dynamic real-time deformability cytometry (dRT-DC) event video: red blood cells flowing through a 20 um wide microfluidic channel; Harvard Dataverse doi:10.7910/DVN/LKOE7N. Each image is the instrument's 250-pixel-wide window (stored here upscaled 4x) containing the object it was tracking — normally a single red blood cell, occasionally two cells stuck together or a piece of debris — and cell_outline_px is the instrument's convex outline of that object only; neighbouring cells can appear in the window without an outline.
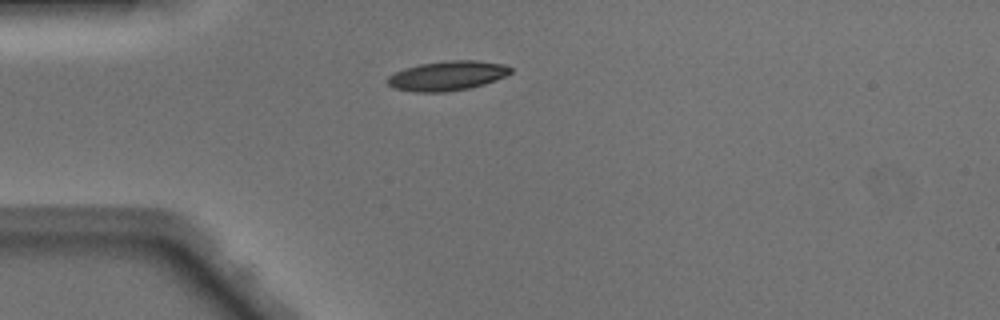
{"species": "Egyptian fruit bat (a non-hibernating species)", "species_latin": "Rousettus aegyptiacus", "temperature_condition": "warm", "stored_images_in_passage": 36, "camera_frame_rate_fps": 3000, "um_per_image_px": 0.085, "animal": {"sex": "male"}, "frame": {"image": 1, "passage_image": 1, "time_ms": 0.0, "image_size_px": [1000, 320], "cell_outline_px": [[512, 72], [496, 80], [484, 84], [468, 88], [444, 92], [416, 92], [392, 88], [384, 80], [388, 76], [404, 68], [420, 64], [448, 60], [476, 60], [504, 64], [512, 68]], "centroid_in_image_um": [37.99, 6.44], "position_along_channel_um": 47.0, "area_um2": 21.27}}
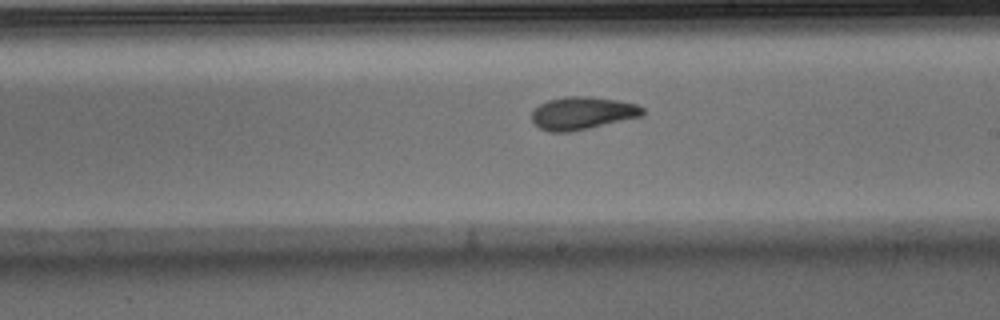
{"frame": {"image": 2, "passage_image": 16, "time_ms": 5.0, "image_size_px": [1000, 320], "cell_outline_px": [[644, 116], [572, 132], [548, 132], [540, 128], [532, 120], [532, 112], [540, 104], [548, 100], [564, 96], [588, 96], [620, 100], [636, 104], [644, 108]], "centroid_in_image_um": [49.53, 9.62], "position_along_channel_um": 239.5, "area_um2": 21.39}}
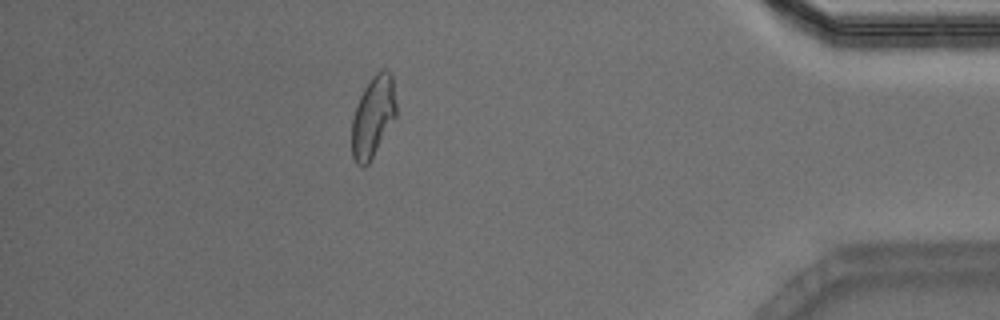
{"frame": {"image": 3, "passage_image": 31, "time_ms": 10.0, "image_size_px": [1000, 320], "cell_outline_px": [[396, 116], [368, 164], [356, 164], [352, 156], [352, 116], [360, 96], [364, 88], [372, 76], [380, 68], [388, 68], [392, 76], [396, 104]], "centroid_in_image_um": [31.71, 9.85], "position_along_channel_um": 403.5, "area_um2": 20.87}, "authors_computed_cell_mechanics": {"area_um2": 21.1837, "velocity_mm_per_s": 4.1489, "shape_relaxation_time_tau1_ms": 8.7729, "shape_relaxation_time_tau2_ms": 2.247, "deformation_change_tau1": 0.2462, "deformation_change_tau2": 0.0872}}